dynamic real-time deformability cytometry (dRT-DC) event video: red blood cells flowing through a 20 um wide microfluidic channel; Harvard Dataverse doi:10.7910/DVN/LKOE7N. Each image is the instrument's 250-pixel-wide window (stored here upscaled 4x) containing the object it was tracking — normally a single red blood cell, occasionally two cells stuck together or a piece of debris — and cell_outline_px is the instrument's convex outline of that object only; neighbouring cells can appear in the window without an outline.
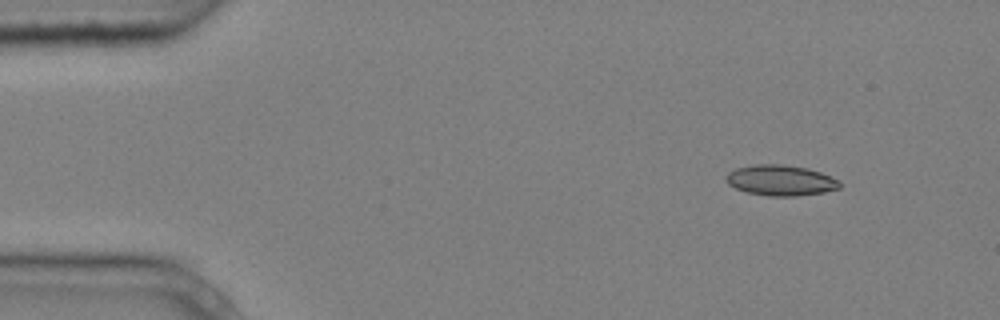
{"species": "common noctule bat (a hibernating species)", "species_latin": "Nyctalus noctula", "temperature_condition": "cold", "stored_images_in_passage": 3, "camera_frame_rate_fps": 3000, "um_per_image_px": 0.085, "animal": {"sex": "male", "body_mass_g": 20.4}, "frame": {"image": 1, "passage_image": 1, "time_ms": 0.0, "image_size_px": [1000, 320], "cell_outline_px": [[840, 188], [824, 192], [796, 196], [768, 196], [748, 192], [736, 188], [728, 184], [724, 176], [728, 172], [736, 168], [756, 164], [784, 164], [808, 168], [820, 172], [840, 180]], "centroid_in_image_um": [66.35, 15.32], "position_along_channel_um": 18.6, "area_um2": 20.35}}
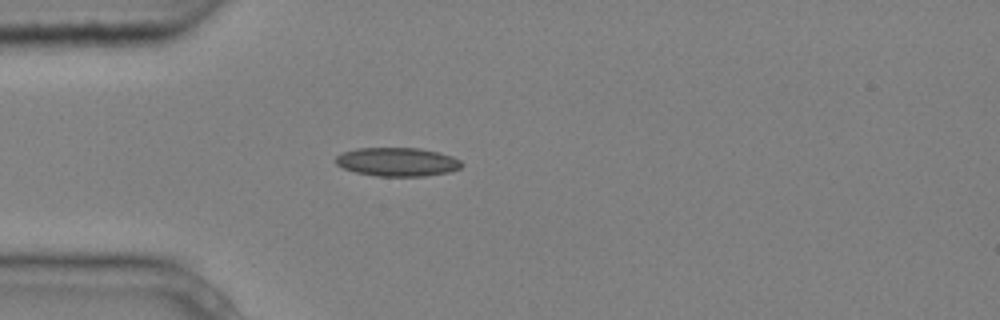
{"frame": {"image": 2, "passage_image": 3, "time_ms": 0.667, "image_size_px": [1000, 320], "cell_outline_px": [[464, 164], [460, 168], [448, 172], [424, 176], [376, 176], [356, 172], [344, 168], [336, 164], [336, 156], [344, 152], [356, 148], [420, 148], [452, 156], [460, 160]], "centroid_in_image_um": [33.78, 13.76], "position_along_channel_um": 51.2, "area_um2": 20.92}}